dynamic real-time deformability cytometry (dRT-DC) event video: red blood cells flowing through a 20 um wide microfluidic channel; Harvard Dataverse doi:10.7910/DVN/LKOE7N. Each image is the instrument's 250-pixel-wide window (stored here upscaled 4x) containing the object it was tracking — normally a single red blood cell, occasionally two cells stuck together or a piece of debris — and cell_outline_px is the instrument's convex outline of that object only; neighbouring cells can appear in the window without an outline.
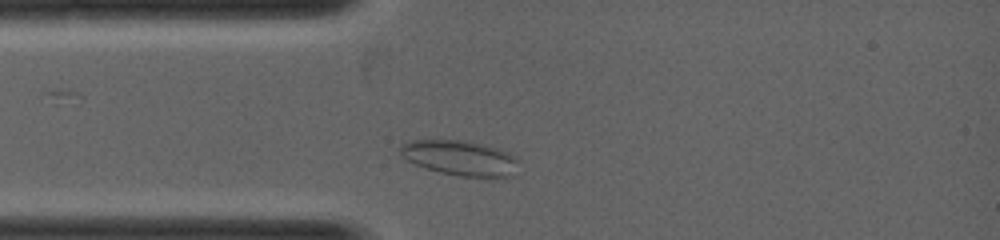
{"species": "common noctule bat (a hibernating species)", "species_latin": "Nyctalus noctula", "temperature_condition": "warm", "stored_images_in_passage": 27, "camera_frame_rate_fps": 5000, "um_per_image_px": 0.085, "animal": {"sex": "female", "body_mass_g": 19.0, "forearm_length_mm": 53.3}, "frame": {"image": 1, "passage_image": 2, "time_ms": 0.2, "image_size_px": [1000, 240], "cell_outline_px": [[516, 160], [508, 176], [460, 176], [440, 172], [416, 164], [400, 156], [400, 144], [408, 140], [468, 140], [496, 148], [508, 152]], "centroid_in_image_um": [38.97, 13.38], "position_along_channel_um": 46.0, "area_um2": 23.47}}
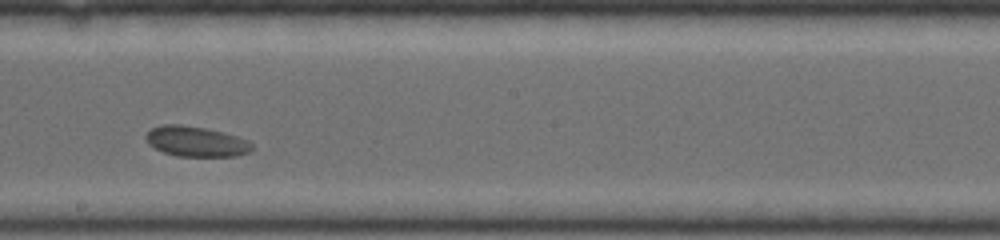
{"frame": {"image": 2, "passage_image": 13, "time_ms": 2.4, "image_size_px": [1000, 240], "cell_outline_px": [[252, 148], [248, 152], [236, 156], [176, 156], [164, 152], [148, 144], [144, 136], [152, 128], [160, 124], [180, 124], [208, 128], [224, 132], [248, 140], [252, 144]], "centroid_in_image_um": [16.64, 12.01], "position_along_channel_um": 231.6, "area_um2": 18.79}}
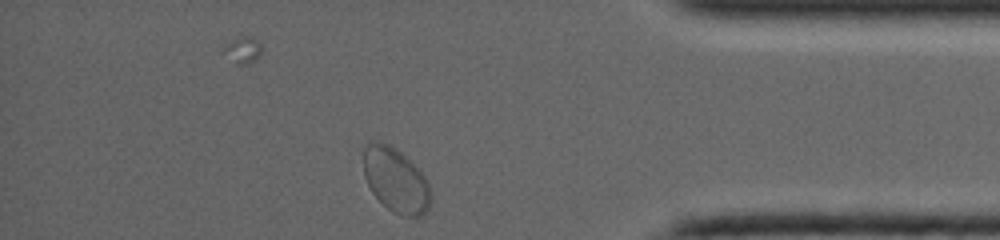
{"frame": {"image": 3, "passage_image": 24, "time_ms": 4.6, "image_size_px": [1000, 240], "cell_outline_px": [[432, 196], [428, 208], [424, 216], [404, 216], [388, 208], [372, 192], [364, 176], [364, 148], [368, 140], [380, 140], [396, 148], [424, 176], [432, 192]], "centroid_in_image_um": [33.63, 15.29], "position_along_channel_um": 401.6, "area_um2": 25.09}}